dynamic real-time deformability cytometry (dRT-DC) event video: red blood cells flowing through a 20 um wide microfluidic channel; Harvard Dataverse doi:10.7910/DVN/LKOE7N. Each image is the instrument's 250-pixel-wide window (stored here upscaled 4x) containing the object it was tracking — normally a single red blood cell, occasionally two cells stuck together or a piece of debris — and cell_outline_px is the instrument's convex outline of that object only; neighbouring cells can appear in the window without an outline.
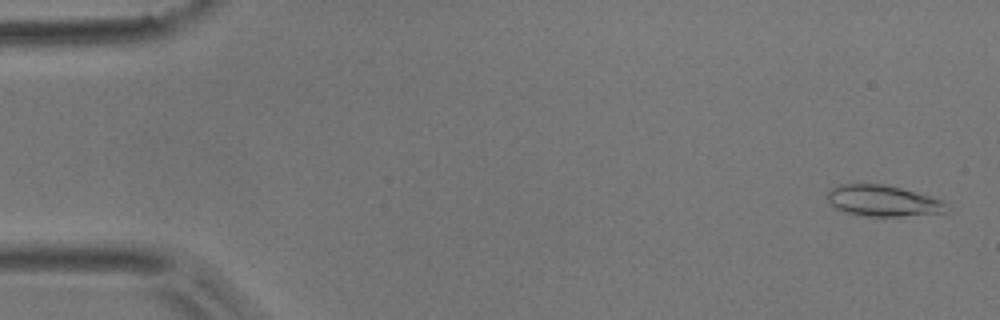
{"species": "common noctule bat (a hibernating species)", "species_latin": "Nyctalus noctula", "temperature_condition": "room temperature", "stored_images_in_passage": 6, "camera_frame_rate_fps": 3000, "um_per_image_px": 0.085, "animal": {"sex": "male", "body_mass_g": 17.9}, "frame": {"image": 1, "passage_image": 1, "time_ms": 0.0, "image_size_px": [1000, 320], "cell_outline_px": [[944, 212], [900, 216], [868, 216], [848, 212], [836, 208], [828, 200], [828, 192], [832, 188], [840, 184], [884, 184], [900, 188], [944, 200]], "centroid_in_image_um": [75.02, 17.05], "position_along_channel_um": 10.0, "area_um2": 20.98}}
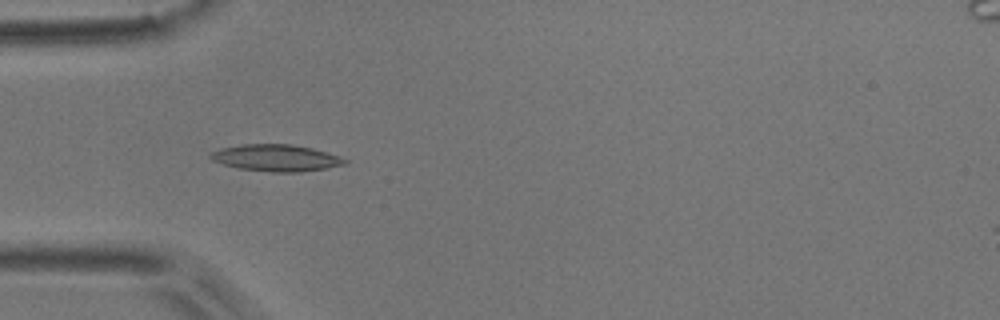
{"frame": {"image": 2, "passage_image": 5, "time_ms": 1.333, "image_size_px": [1000, 320], "cell_outline_px": [[348, 160], [344, 164], [328, 168], [300, 172], [272, 172], [240, 168], [224, 164], [212, 160], [208, 156], [212, 152], [220, 148], [244, 144], [292, 144], [312, 148], [340, 156]], "centroid_in_image_um": [23.48, 13.42], "position_along_channel_um": 61.5, "area_um2": 20.81}}
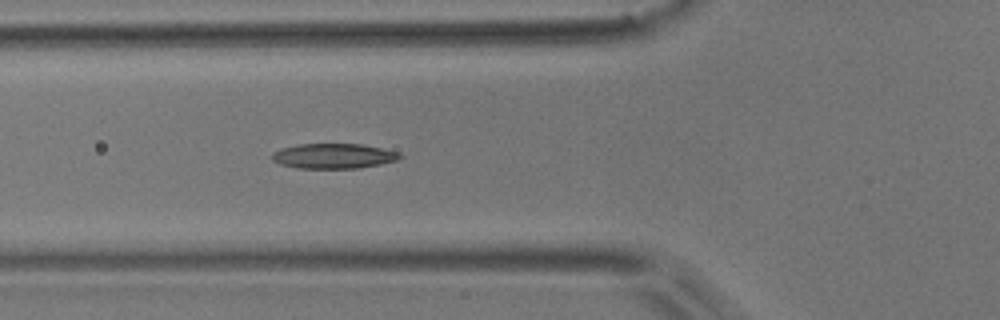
{"frame": {"image": 3, "passage_image": 6, "time_ms": 1.667, "image_size_px": [1000, 320], "cell_outline_px": [[404, 156], [400, 160], [360, 168], [296, 168], [280, 164], [272, 160], [272, 152], [280, 148], [296, 144], [364, 144], [400, 152]], "centroid_in_image_um": [28.38, 13.26], "position_along_channel_um": 97.4, "area_um2": 18.96}}